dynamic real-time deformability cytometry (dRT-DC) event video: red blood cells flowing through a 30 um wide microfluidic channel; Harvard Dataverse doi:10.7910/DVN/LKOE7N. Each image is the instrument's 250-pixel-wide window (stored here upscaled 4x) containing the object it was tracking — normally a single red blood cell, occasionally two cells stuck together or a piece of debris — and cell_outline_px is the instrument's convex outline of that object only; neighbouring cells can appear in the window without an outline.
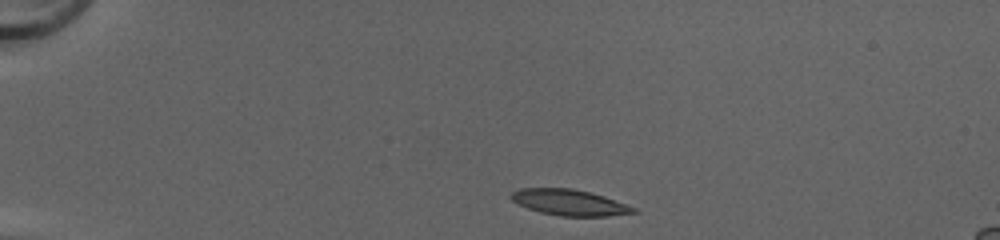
{"species": "common noctule bat (a hibernating species)", "species_latin": "Nyctalus noctula", "temperature_condition": "cold", "stored_images_in_passage": 39, "camera_frame_rate_fps": 3000, "um_per_image_px": 0.085, "animal": {"sex": "female", "body_mass_g": 20.0, "forearm_length_mm": 54.0}, "frame": {"image": 1, "passage_image": 1, "time_ms": 0.0, "image_size_px": [1000, 240], "cell_outline_px": [[640, 212], [608, 216], [560, 216], [540, 212], [528, 208], [512, 200], [508, 196], [512, 192], [520, 188], [572, 188], [604, 196], [636, 208]], "centroid_in_image_um": [48.4, 17.21], "position_along_channel_um": 36.6, "area_um2": 18.44}}
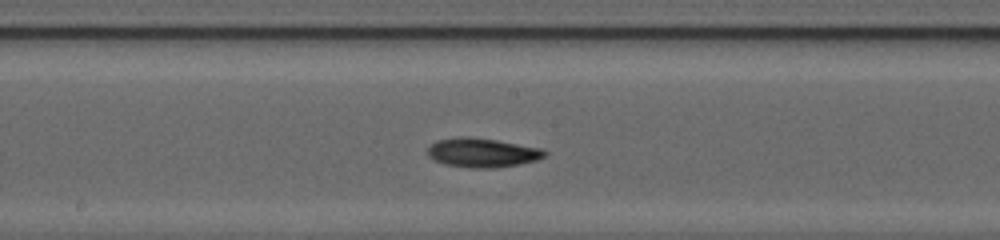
{"frame": {"image": 2, "passage_image": 18, "time_ms": 5.667, "image_size_px": [1000, 240], "cell_outline_px": [[548, 152], [544, 156], [536, 160], [520, 164], [492, 168], [468, 168], [444, 164], [428, 156], [428, 148], [436, 140], [460, 136], [468, 136], [496, 140], [540, 148]], "centroid_in_image_um": [40.97, 12.97], "position_along_channel_um": 207.2, "area_um2": 19.83}}
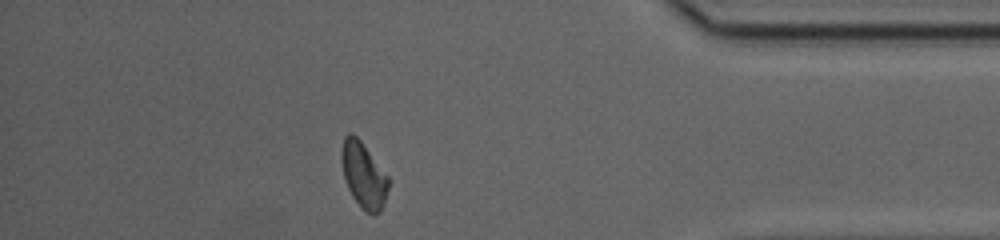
{"frame": {"image": 3, "passage_image": 34, "time_ms": 11.0, "image_size_px": [1000, 240], "cell_outline_px": [[388, 188], [384, 204], [380, 212], [376, 216], [372, 216], [364, 212], [360, 208], [352, 196], [344, 180], [340, 160], [340, 148], [344, 136], [348, 132], [352, 132], [360, 140], [388, 176]], "centroid_in_image_um": [30.87, 14.91], "position_along_channel_um": 404.3, "area_um2": 18.38}, "authors_computed_cell_mechanics": {"area_um2": 18.6694, "velocity_mm_per_s": 4.2141, "shape_relaxation_time_tau1_ms": 4.3988, "shape_relaxation_time_tau2_ms": 3.6841, "deformation_change_tau1": 0.1389, "deformation_change_tau2": 0.1004}}